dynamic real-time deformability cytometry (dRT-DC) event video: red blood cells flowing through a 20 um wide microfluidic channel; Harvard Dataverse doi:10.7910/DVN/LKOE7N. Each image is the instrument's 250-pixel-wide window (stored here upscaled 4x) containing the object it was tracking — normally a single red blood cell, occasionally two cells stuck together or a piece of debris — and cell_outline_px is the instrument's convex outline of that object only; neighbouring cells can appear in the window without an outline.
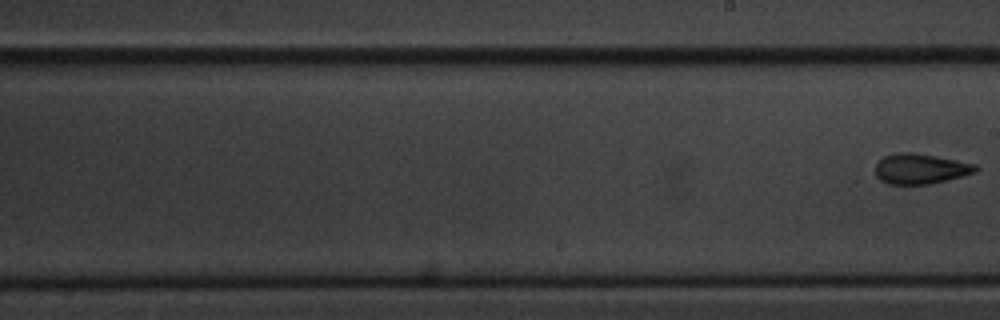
{"species": "common noctule bat (a hibernating species)", "species_latin": "Nyctalus noctula", "temperature_condition": "cold", "stored_images_in_passage": 11, "segment_of_instrument_passage": [2, 2], "camera_frame_rate_fps": 3000, "um_per_image_px": 0.085, "animal": {"sex": "male", "body_mass_g": 20.1, "forearm_length_mm": 53.5}, "frame": {"image": 1, "passage_image": 11, "time_ms": 12.333, "image_size_px": [1000, 320], "cell_outline_px": [[980, 168], [976, 172], [932, 184], [888, 184], [880, 180], [876, 176], [876, 164], [884, 156], [900, 152], [916, 152], [976, 164]], "centroid_in_image_um": [78.25, 14.34], "position_along_channel_um": 210.8, "area_um2": 17.74}}